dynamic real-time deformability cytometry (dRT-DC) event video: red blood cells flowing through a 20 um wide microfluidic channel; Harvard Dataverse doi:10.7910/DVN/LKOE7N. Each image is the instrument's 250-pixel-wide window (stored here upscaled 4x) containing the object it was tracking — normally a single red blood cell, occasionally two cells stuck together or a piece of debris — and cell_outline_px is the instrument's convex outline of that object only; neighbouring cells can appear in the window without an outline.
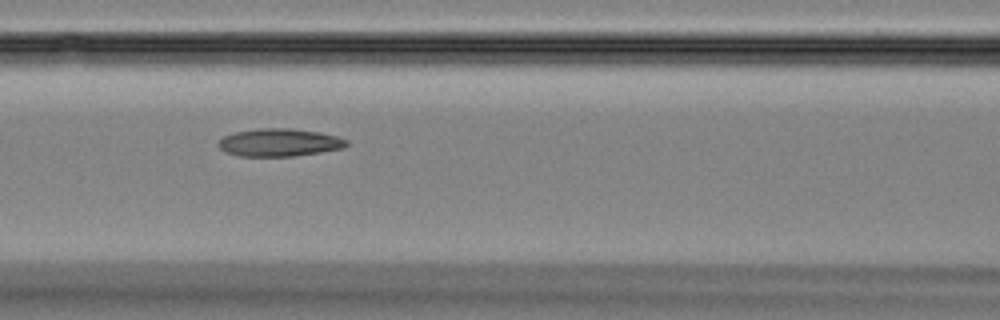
{"species": "Egyptian fruit bat (a non-hibernating species)", "species_latin": "Rousettus aegyptiacus", "temperature_condition": "room temperature", "stored_images_in_passage": 49, "camera_frame_rate_fps": 3000, "um_per_image_px": 0.085, "animal": {"sex": "female"}, "frame": {"image": 1, "passage_image": 21, "time_ms": 6.667, "image_size_px": [1000, 320], "cell_outline_px": [[348, 144], [344, 148], [320, 152], [292, 156], [240, 156], [224, 152], [216, 144], [224, 136], [236, 132], [260, 128], [292, 128], [320, 132], [336, 136], [348, 140]], "centroid_in_image_um": [23.74, 12.11], "position_along_channel_um": 142.9, "area_um2": 20.75}}
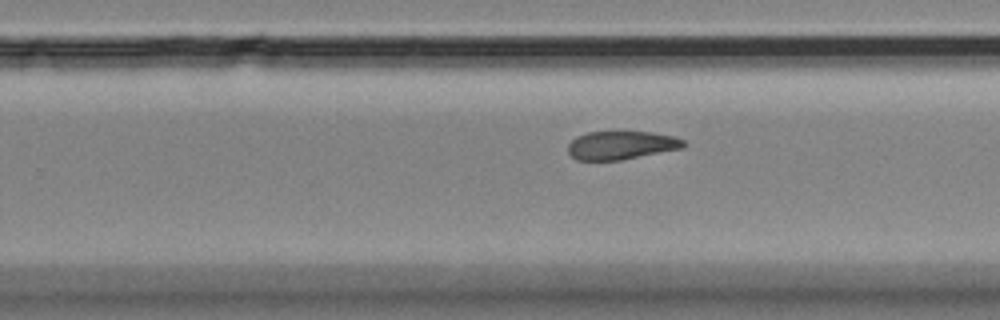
{"frame": {"image": 2, "passage_image": 31, "time_ms": 10.0, "image_size_px": [1000, 320], "cell_outline_px": [[688, 144], [684, 148], [620, 160], [576, 160], [568, 152], [568, 144], [576, 136], [588, 132], [652, 132], [672, 136], [684, 140]], "centroid_in_image_um": [52.82, 12.35], "position_along_channel_um": 277.0, "area_um2": 19.13}}
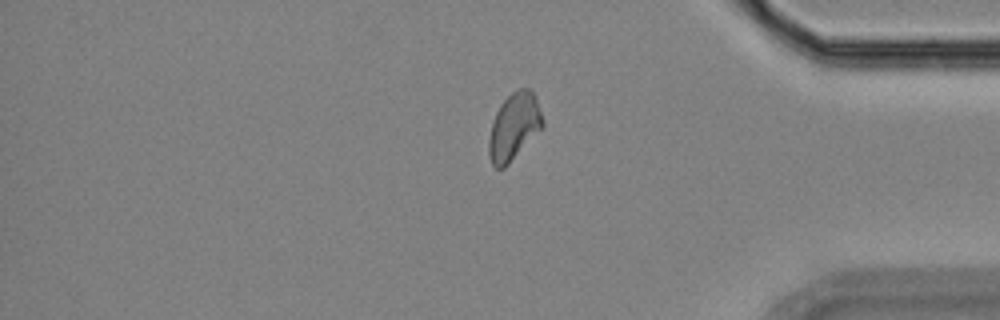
{"frame": {"image": 3, "passage_image": 41, "time_ms": 13.333, "image_size_px": [1000, 320], "cell_outline_px": [[544, 128], [504, 168], [496, 168], [492, 164], [488, 156], [488, 140], [492, 124], [496, 112], [500, 104], [512, 92], [520, 88], [528, 88], [536, 96], [544, 120]], "centroid_in_image_um": [43.71, 10.77], "position_along_channel_um": 391.5, "area_um2": 21.21}}